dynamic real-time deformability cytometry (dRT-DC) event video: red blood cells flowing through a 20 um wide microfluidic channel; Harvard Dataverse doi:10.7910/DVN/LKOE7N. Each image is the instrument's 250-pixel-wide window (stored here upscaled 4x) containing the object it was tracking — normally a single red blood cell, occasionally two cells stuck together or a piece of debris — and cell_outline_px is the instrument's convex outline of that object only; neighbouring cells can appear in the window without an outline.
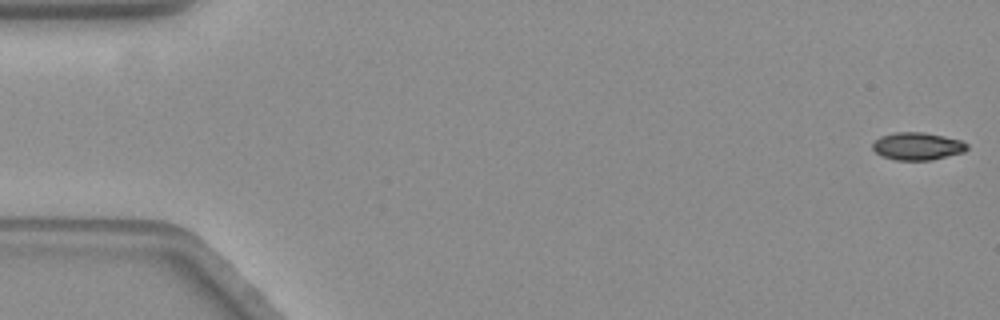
{"species": "common noctule bat (a hibernating species)", "species_latin": "Nyctalus noctula", "temperature_condition": "warm", "stored_images_in_passage": 56, "camera_frame_rate_fps": 3000, "um_per_image_px": 0.085, "animal": {"sex": "female", "body_mass_g": 19.3, "forearm_length_mm": 54.1}, "frame": {"image": 1, "passage_image": 1, "time_ms": 0.0, "image_size_px": [1000, 320], "cell_outline_px": [[968, 148], [964, 152], [932, 160], [896, 160], [884, 156], [876, 152], [872, 148], [872, 144], [880, 136], [896, 132], [924, 132], [944, 136], [960, 140], [968, 144]], "centroid_in_image_um": [78.0, 12.42], "position_along_channel_um": 7.0, "area_um2": 15.14}}
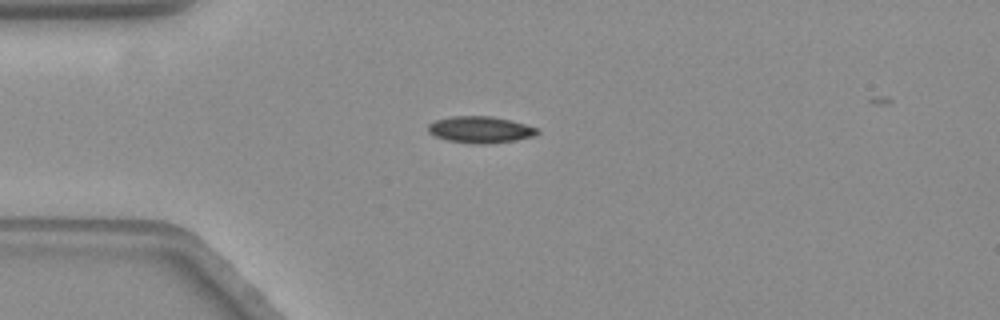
{"frame": {"image": 2, "passage_image": 15, "time_ms": 4.667, "image_size_px": [1000, 320], "cell_outline_px": [[540, 132], [532, 136], [516, 140], [488, 144], [476, 144], [448, 140], [436, 136], [428, 132], [428, 124], [436, 120], [452, 116], [492, 116], [524, 124], [536, 128]], "centroid_in_image_um": [40.81, 11.02], "position_along_channel_um": 44.2, "area_um2": 16.7}}
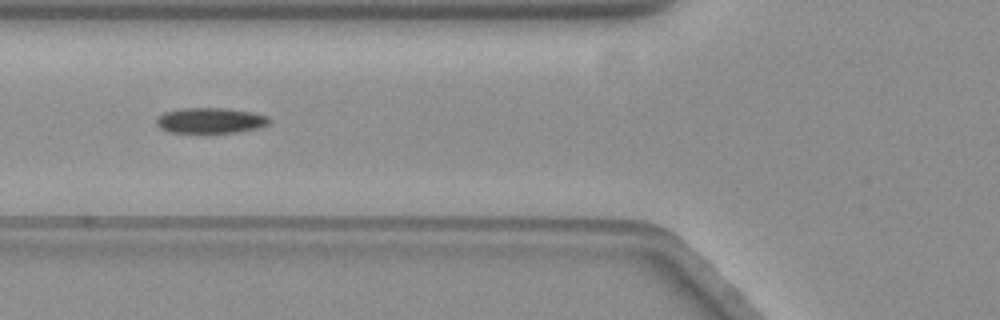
{"frame": {"image": 3, "passage_image": 22, "time_ms": 7.0, "image_size_px": [1000, 320], "cell_outline_px": [[272, 120], [268, 124], [260, 128], [236, 132], [208, 136], [168, 132], [160, 128], [156, 124], [156, 116], [164, 112], [180, 108], [224, 108], [252, 112], [268, 116]], "centroid_in_image_um": [17.85, 10.29], "position_along_channel_um": 108.0, "area_um2": 17.86}}